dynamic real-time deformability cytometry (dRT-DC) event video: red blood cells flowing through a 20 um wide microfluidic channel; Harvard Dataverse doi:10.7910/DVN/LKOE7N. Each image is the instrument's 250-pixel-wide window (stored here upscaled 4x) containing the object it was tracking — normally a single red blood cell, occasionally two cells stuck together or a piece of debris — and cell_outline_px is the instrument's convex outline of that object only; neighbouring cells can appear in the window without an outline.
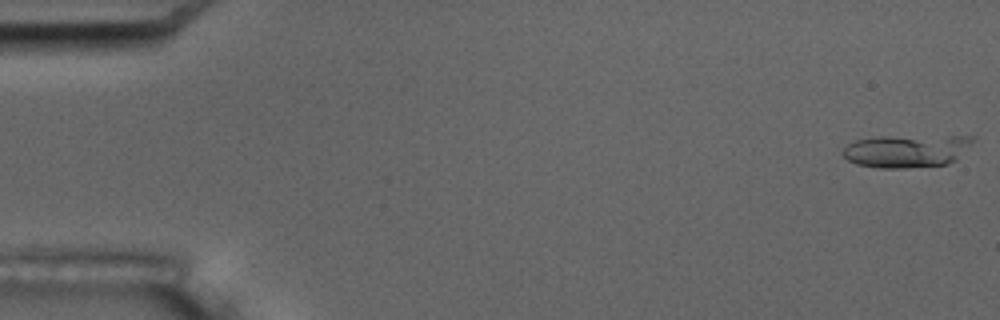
{"species": "common noctule bat (a hibernating species)", "species_latin": "Nyctalus noctula", "temperature_condition": "room temperature", "stored_images_in_passage": 2, "camera_frame_rate_fps": 3000, "um_per_image_px": 0.085, "animal": {"sex": "male", "body_mass_g": 17.5, "forearm_length_mm": 52.3}, "frame": {"image": 1, "passage_image": 1, "time_ms": 0.0, "image_size_px": [1000, 320], "cell_outline_px": [[976, 136], [956, 160], [948, 164], [904, 168], [880, 168], [856, 164], [848, 160], [840, 152], [848, 144], [856, 140], [880, 136]], "centroid_in_image_um": [77.02, 12.83], "position_along_channel_um": 8.0, "area_um2": 24.8}}